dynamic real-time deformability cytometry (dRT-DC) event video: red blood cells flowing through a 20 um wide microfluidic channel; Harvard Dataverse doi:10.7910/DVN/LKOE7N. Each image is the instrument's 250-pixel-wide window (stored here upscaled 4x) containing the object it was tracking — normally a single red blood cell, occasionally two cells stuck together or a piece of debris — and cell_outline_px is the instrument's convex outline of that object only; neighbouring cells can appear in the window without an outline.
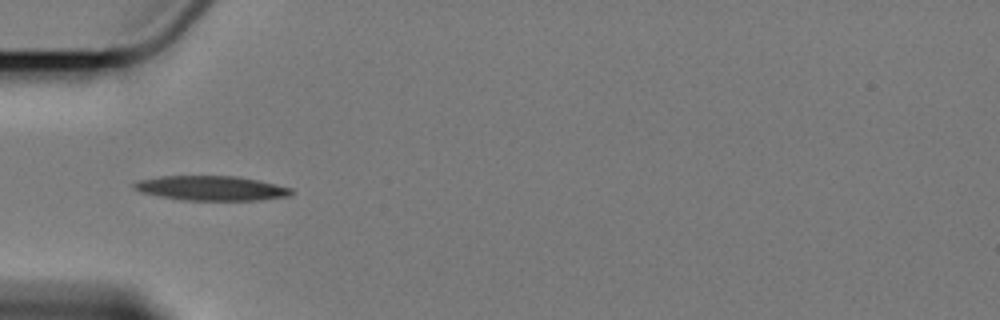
{"species": "Egyptian fruit bat (a non-hibernating species)", "species_latin": "Rousettus aegyptiacus", "temperature_condition": "cold", "stored_images_in_passage": 5, "camera_frame_rate_fps": 3000, "um_per_image_px": 0.085, "animal": {"sex": "female"}, "frame": {"image": 1, "passage_image": 5, "time_ms": 4.667, "image_size_px": [1000, 320], "cell_outline_px": [[292, 196], [260, 200], [184, 200], [160, 196], [140, 192], [132, 188], [132, 184], [140, 180], [160, 176], [236, 176], [276, 184], [292, 188]], "centroid_in_image_um": [17.96, 16.0], "position_along_channel_um": 67.0, "area_um2": 22.54}}